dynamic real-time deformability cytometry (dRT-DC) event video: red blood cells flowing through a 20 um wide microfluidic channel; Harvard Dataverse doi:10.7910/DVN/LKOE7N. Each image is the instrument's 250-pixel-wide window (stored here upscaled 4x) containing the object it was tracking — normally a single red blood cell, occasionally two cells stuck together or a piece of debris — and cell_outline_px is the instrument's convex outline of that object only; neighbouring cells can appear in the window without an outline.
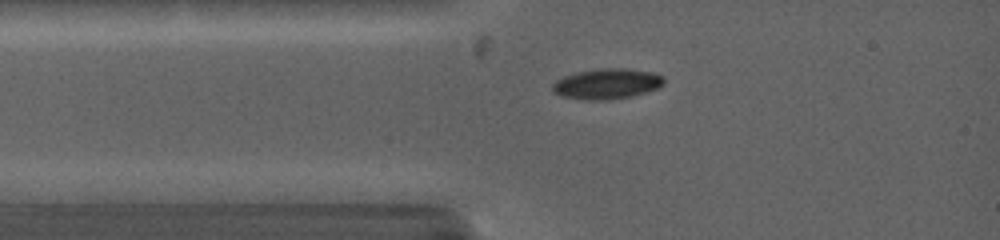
{"species": "common noctule bat (a hibernating species)", "species_latin": "Nyctalus noctula", "temperature_condition": "warm", "stored_images_in_passage": 30, "camera_frame_rate_fps": 5000, "um_per_image_px": 0.085, "animal": {"sex": "female", "body_mass_g": 19.0, "forearm_length_mm": 53.3}, "frame": {"image": 1, "passage_image": 5, "time_ms": 1.6, "image_size_px": [1000, 240], "cell_outline_px": [[664, 84], [660, 88], [632, 96], [608, 100], [588, 100], [564, 96], [552, 92], [552, 84], [556, 80], [564, 76], [576, 72], [600, 68], [624, 68], [652, 72], [664, 76]], "centroid_in_image_um": [51.61, 7.12], "position_along_channel_um": 33.4, "area_um2": 19.88}}
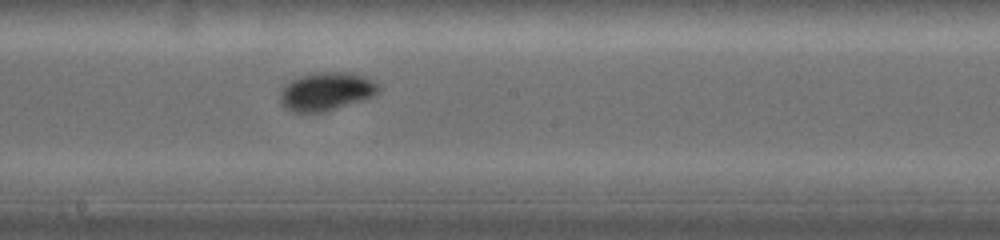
{"frame": {"image": 2, "passage_image": 16, "time_ms": 6.2, "image_size_px": [1000, 240], "cell_outline_px": [[380, 88], [372, 96], [364, 100], [324, 112], [292, 112], [280, 100], [280, 88], [292, 80], [300, 76], [320, 72], [348, 72], [364, 76], [380, 84]], "centroid_in_image_um": [27.75, 7.77], "position_along_channel_um": 220.5, "area_um2": 21.85}}
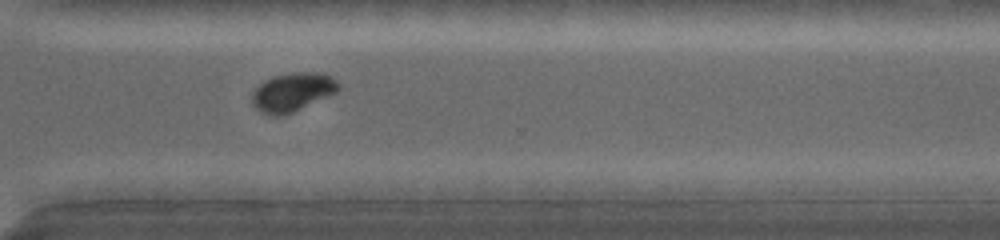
{"frame": {"image": 3, "passage_image": 23, "time_ms": 9.2, "image_size_px": [1000, 240], "cell_outline_px": [[340, 88], [336, 92], [328, 96], [292, 112], [280, 116], [272, 116], [260, 112], [252, 104], [252, 92], [264, 80], [272, 76], [296, 72], [316, 72], [332, 76], [340, 84]], "centroid_in_image_um": [24.85, 7.82], "position_along_channel_um": 345.8, "area_um2": 19.42}, "authors_computed_cell_mechanics": {"area_um2": 20.0855, "velocity_mm_per_s": 4.1667, "shape_relaxation_time_tau1_ms": 3.3425, "shape_relaxation_time_tau2_ms": null, "deformation_change_tau1": 0.1635, "deformation_change_tau2": null}}